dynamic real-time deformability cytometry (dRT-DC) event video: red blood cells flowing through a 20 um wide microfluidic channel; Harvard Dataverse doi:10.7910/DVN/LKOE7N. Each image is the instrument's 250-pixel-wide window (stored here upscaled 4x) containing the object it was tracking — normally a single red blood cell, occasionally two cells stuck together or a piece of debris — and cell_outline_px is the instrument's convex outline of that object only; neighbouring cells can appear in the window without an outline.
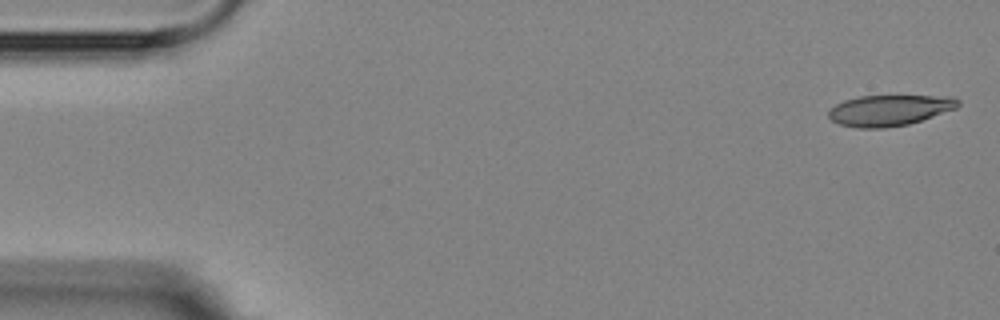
{"species": "Egyptian fruit bat (a non-hibernating species)", "species_latin": "Rousettus aegyptiacus", "temperature_condition": "room temperature", "stored_images_in_passage": 4, "camera_frame_rate_fps": 3000, "um_per_image_px": 0.085, "animal": {"sex": "female"}, "frame": {"image": 1, "passage_image": 1, "time_ms": 0.0, "image_size_px": [1000, 320], "cell_outline_px": [[960, 104], [956, 108], [908, 124], [884, 128], [856, 128], [840, 124], [832, 120], [828, 116], [828, 108], [844, 100], [860, 96], [952, 96], [960, 100]], "centroid_in_image_um": [75.57, 9.37], "position_along_channel_um": 9.4, "area_um2": 23.24}}
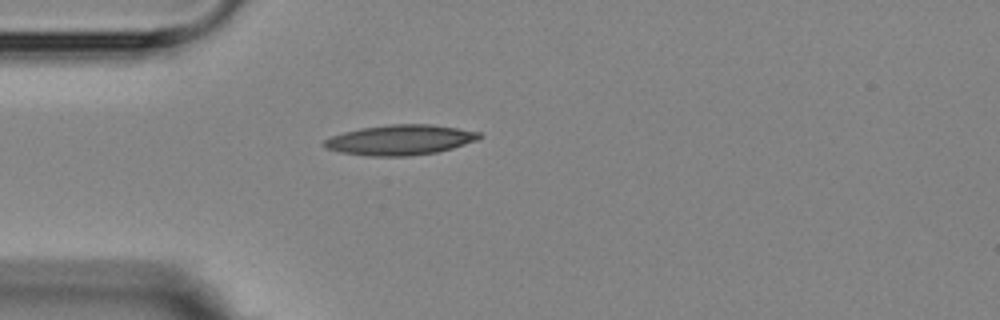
{"frame": {"image": 2, "passage_image": 4, "time_ms": 4.333, "image_size_px": [1000, 320], "cell_outline_px": [[484, 136], [476, 140], [452, 148], [436, 152], [408, 156], [368, 156], [340, 152], [328, 148], [320, 144], [324, 140], [332, 136], [344, 132], [360, 128], [388, 124], [432, 124], [480, 132]], "centroid_in_image_um": [34.0, 11.89], "position_along_channel_um": 51.0, "area_um2": 27.22}}